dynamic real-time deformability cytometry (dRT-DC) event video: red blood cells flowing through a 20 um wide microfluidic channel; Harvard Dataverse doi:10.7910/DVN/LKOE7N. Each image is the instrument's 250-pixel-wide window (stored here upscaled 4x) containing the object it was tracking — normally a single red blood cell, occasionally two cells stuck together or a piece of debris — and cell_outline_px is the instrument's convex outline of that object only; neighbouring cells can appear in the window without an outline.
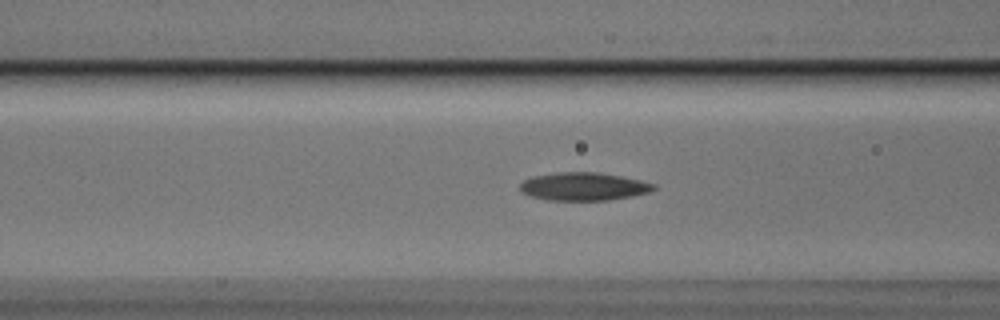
{"species": "Egyptian fruit bat (a non-hibernating species)", "species_latin": "Rousettus aegyptiacus", "temperature_condition": "cold", "stored_images_in_passage": 42, "camera_frame_rate_fps": 3000, "um_per_image_px": 0.085, "animal": {"sex": "male"}, "frame": {"image": 1, "passage_image": 15, "time_ms": 4.667, "image_size_px": [1000, 320], "cell_outline_px": [[656, 188], [648, 192], [632, 196], [608, 200], [548, 200], [532, 196], [520, 192], [520, 184], [524, 180], [532, 176], [556, 172], [600, 172], [640, 180], [656, 184]], "centroid_in_image_um": [49.59, 15.84], "position_along_channel_um": 117.0, "area_um2": 21.85}}
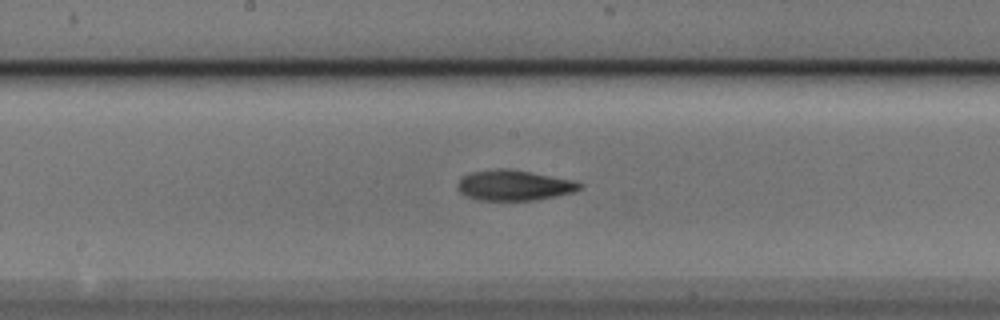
{"frame": {"image": 2, "passage_image": 22, "time_ms": 7.0, "image_size_px": [1000, 320], "cell_outline_px": [[584, 188], [576, 192], [540, 200], [476, 200], [460, 192], [456, 188], [456, 184], [464, 176], [472, 172], [496, 168], [508, 168], [532, 172], [576, 180], [584, 184]], "centroid_in_image_um": [43.78, 15.75], "position_along_channel_um": 204.4, "area_um2": 22.14}}
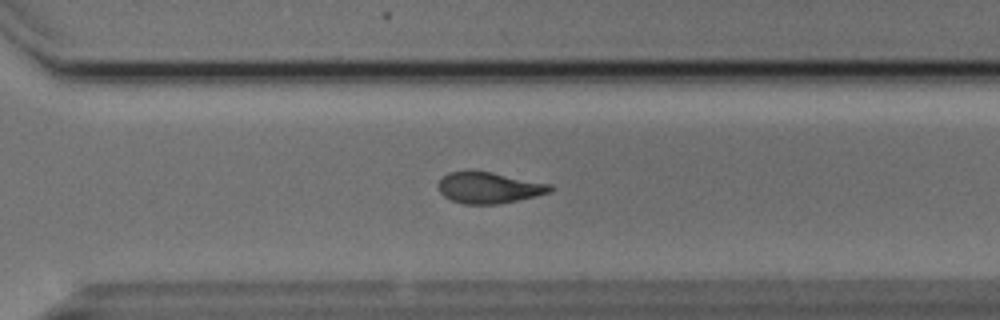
{"frame": {"image": 3, "passage_image": 32, "time_ms": 10.333, "image_size_px": [1000, 320], "cell_outline_px": [[556, 188], [552, 192], [536, 196], [500, 204], [464, 204], [452, 200], [444, 196], [436, 188], [436, 184], [448, 172], [472, 168], [552, 184]], "centroid_in_image_um": [41.55, 15.92], "position_along_channel_um": 329.0, "area_um2": 21.04}}